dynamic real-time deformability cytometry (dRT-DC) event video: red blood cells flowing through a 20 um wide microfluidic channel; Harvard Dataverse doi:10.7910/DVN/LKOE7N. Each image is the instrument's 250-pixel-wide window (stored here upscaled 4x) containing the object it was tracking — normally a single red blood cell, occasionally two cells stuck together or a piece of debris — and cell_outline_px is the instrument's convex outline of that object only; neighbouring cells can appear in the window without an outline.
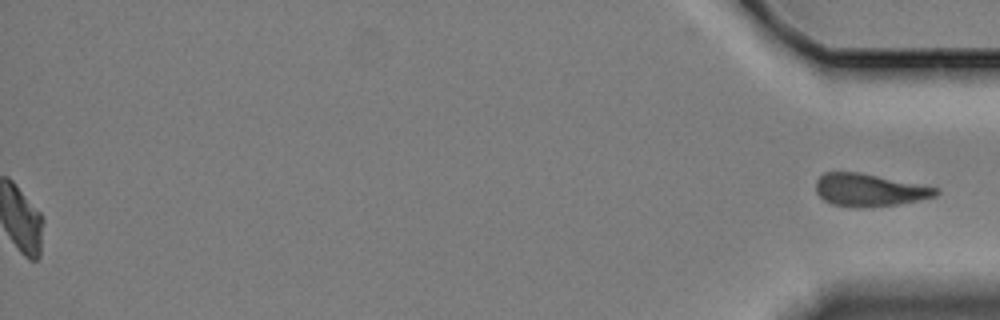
{"species": "Egyptian fruit bat (a non-hibernating species)", "species_latin": "Rousettus aegyptiacus", "temperature_condition": "cold", "stored_images_in_passage": 53, "segment_of_instrument_passage": [2, 2], "camera_frame_rate_fps": 3000, "um_per_image_px": 0.085, "animal": {"sex": "female"}, "frame": {"image": 1, "passage_image": 53, "time_ms": 17.333, "image_size_px": [1000, 320], "cell_outline_px": [[940, 192], [936, 196], [900, 204], [868, 208], [848, 208], [832, 204], [824, 200], [816, 192], [816, 180], [824, 172], [856, 172], [940, 188]], "centroid_in_image_um": [73.88, 16.18], "position_along_channel_um": 361.3, "area_um2": 22.95}}